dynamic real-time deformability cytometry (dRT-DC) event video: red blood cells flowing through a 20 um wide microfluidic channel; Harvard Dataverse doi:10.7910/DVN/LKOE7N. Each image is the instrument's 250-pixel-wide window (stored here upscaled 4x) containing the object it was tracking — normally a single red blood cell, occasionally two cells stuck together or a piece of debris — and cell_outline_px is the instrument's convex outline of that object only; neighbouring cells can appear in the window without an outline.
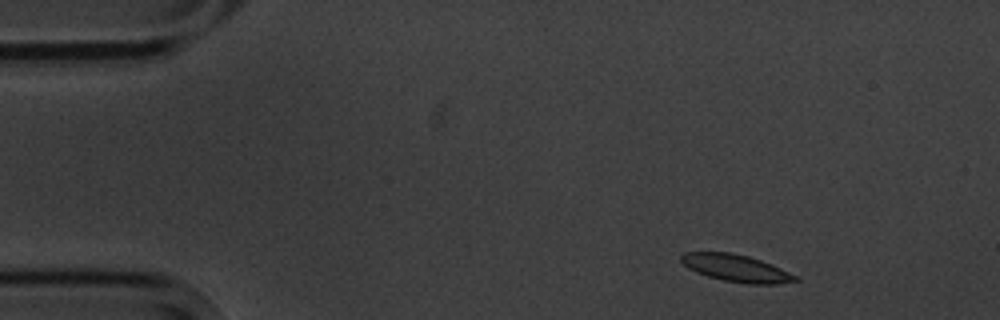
{"species": "common noctule bat (a hibernating species)", "species_latin": "Nyctalus noctula", "temperature_condition": "cold", "stored_images_in_passage": 5, "camera_frame_rate_fps": 3000, "um_per_image_px": 0.085, "animal": {"sex": "male", "body_mass_g": 20.1, "forearm_length_mm": 53.5}, "frame": {"image": 1, "passage_image": 1, "time_ms": 0.0, "image_size_px": [1000, 320], "cell_outline_px": [[800, 280], [776, 284], [744, 284], [724, 280], [708, 276], [696, 272], [688, 268], [680, 260], [680, 256], [684, 252], [728, 252], [748, 256], [760, 260], [780, 268], [796, 276]], "centroid_in_image_um": [62.54, 22.79], "position_along_channel_um": 22.5, "area_um2": 17.92}}
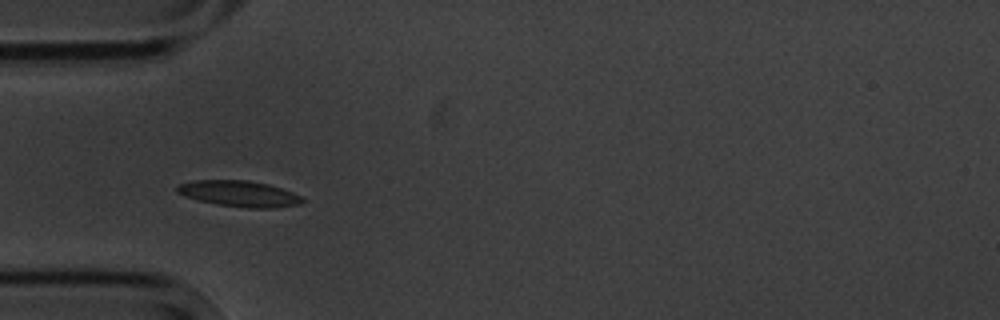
{"frame": {"image": 2, "passage_image": 4, "time_ms": 3.333, "image_size_px": [1000, 320], "cell_outline_px": [[304, 200], [300, 204], [276, 208], [248, 208], [216, 204], [184, 196], [176, 192], [176, 188], [180, 184], [196, 180], [248, 180], [268, 184], [292, 192], [300, 196]], "centroid_in_image_um": [20.34, 16.46], "position_along_channel_um": 64.7, "area_um2": 18.84}}
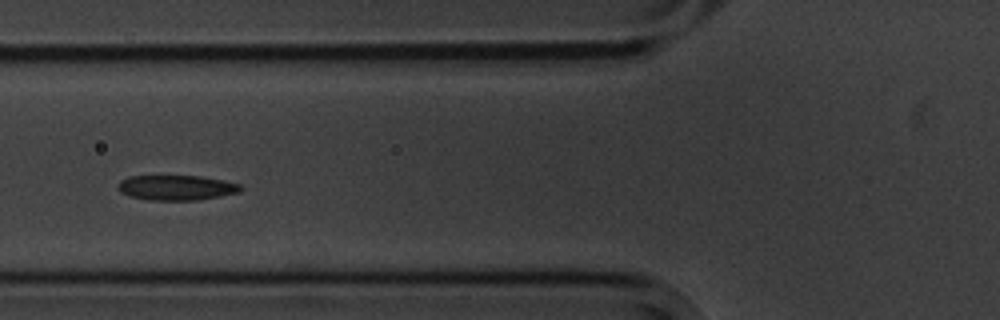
{"frame": {"image": 3, "passage_image": 5, "time_ms": 4.667, "image_size_px": [1000, 320], "cell_outline_px": [[244, 188], [240, 192], [220, 196], [196, 200], [148, 200], [128, 196], [120, 192], [116, 188], [120, 180], [128, 176], [200, 176], [240, 184]], "centroid_in_image_um": [14.95, 15.95], "position_along_channel_um": 110.8, "area_um2": 17.98}}